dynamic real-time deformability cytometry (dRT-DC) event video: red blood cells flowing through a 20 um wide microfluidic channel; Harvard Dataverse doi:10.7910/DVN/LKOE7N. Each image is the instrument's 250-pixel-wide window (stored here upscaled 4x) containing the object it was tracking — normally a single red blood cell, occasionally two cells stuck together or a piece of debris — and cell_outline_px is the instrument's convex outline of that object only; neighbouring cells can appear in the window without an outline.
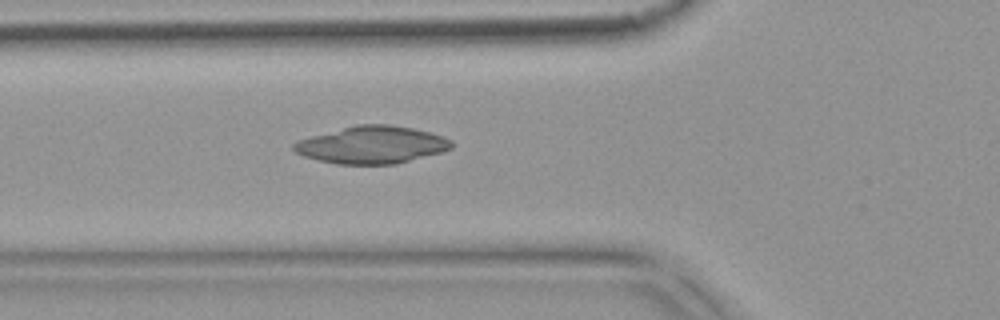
{"species": "common noctule bat (a hibernating species)", "species_latin": "Nyctalus noctula", "temperature_condition": "warm", "stored_images_in_passage": 5, "camera_frame_rate_fps": 3000, "um_per_image_px": 0.085, "animal": {"sex": "female", "body_mass_g": 18.4}, "frame": {"image": 1, "passage_image": 5, "time_ms": 1.333, "image_size_px": [1000, 320], "cell_outline_px": [[452, 148], [444, 152], [396, 164], [336, 164], [304, 156], [296, 152], [292, 148], [292, 144], [300, 140], [312, 136], [356, 124], [392, 124], [412, 128], [444, 136], [452, 140]], "centroid_in_image_um": [31.66, 12.31], "position_along_channel_um": 94.1, "area_um2": 34.33}}